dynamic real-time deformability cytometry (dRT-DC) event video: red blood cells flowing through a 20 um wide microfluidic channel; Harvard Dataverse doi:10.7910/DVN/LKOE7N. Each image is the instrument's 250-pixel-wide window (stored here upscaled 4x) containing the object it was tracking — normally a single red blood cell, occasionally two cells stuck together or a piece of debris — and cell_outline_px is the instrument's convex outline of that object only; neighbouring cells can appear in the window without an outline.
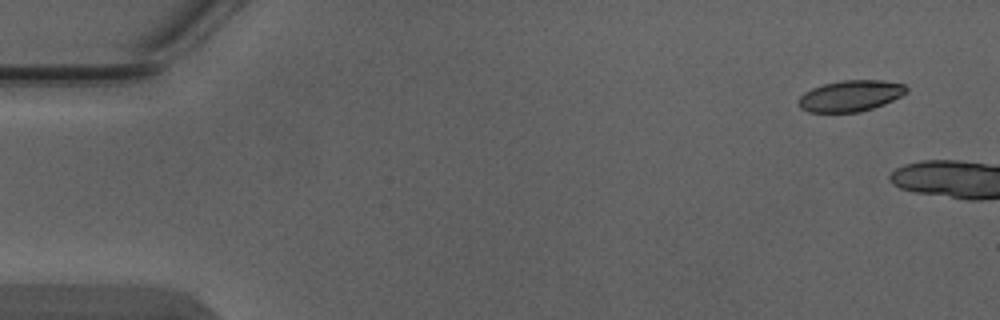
{"species": "Egyptian fruit bat (a non-hibernating species)", "species_latin": "Rousettus aegyptiacus", "temperature_condition": "warm", "stored_images_in_passage": 4, "segment_of_instrument_passage": [2, 2], "camera_frame_rate_fps": 3000, "um_per_image_px": 0.085, "animal": {"sex": "male"}, "frame": {"image": 1, "passage_image": 4, "time_ms": 1.0, "image_size_px": [1000, 320], "cell_outline_px": [[908, 92], [884, 104], [860, 112], [808, 112], [800, 108], [796, 104], [800, 96], [804, 92], [812, 88], [824, 84], [844, 80], [880, 80], [904, 84], [908, 88]], "centroid_in_image_um": [72.26, 8.15], "position_along_channel_um": 12.7, "area_um2": 19.59}}